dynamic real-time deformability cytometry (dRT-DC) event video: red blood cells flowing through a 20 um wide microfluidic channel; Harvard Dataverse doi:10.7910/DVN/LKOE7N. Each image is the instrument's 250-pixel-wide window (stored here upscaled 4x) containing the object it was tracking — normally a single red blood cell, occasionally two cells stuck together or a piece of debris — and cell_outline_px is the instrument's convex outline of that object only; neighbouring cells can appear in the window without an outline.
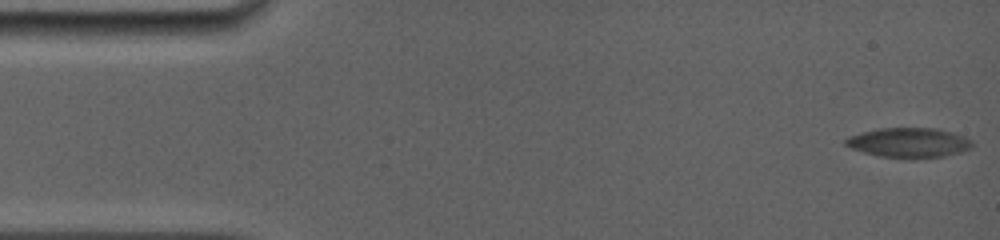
{"species": "common noctule bat (a hibernating species)", "species_latin": "Nyctalus noctula", "temperature_condition": "room temperature", "stored_images_in_passage": 43, "camera_frame_rate_fps": 5000, "um_per_image_px": 0.085, "animal": {"sex": "female", "body_mass_g": 19.0, "forearm_length_mm": 56.7}, "frame": {"image": 1, "passage_image": 1, "time_ms": 0.0, "image_size_px": [1000, 240], "cell_outline_px": [[972, 144], [968, 148], [960, 152], [944, 156], [916, 160], [880, 156], [864, 152], [852, 148], [844, 144], [844, 140], [848, 136], [880, 128], [936, 128], [952, 132], [964, 136], [972, 140]], "centroid_in_image_um": [77.26, 12.14], "position_along_channel_um": 7.7, "area_um2": 22.08}}
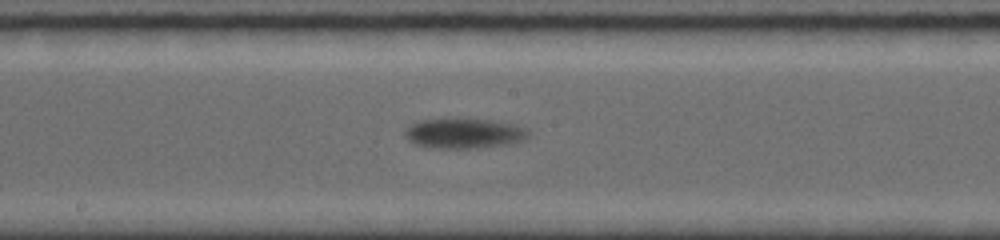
{"frame": {"image": 2, "passage_image": 25, "time_ms": 8.8, "image_size_px": [1000, 240], "cell_outline_px": [[532, 132], [524, 140], [504, 144], [476, 148], [444, 148], [416, 144], [404, 136], [404, 132], [412, 124], [420, 120], [444, 116], [456, 116], [492, 120], [516, 124], [528, 128]], "centroid_in_image_um": [39.48, 11.27], "position_along_channel_um": 208.7, "area_um2": 22.31}}
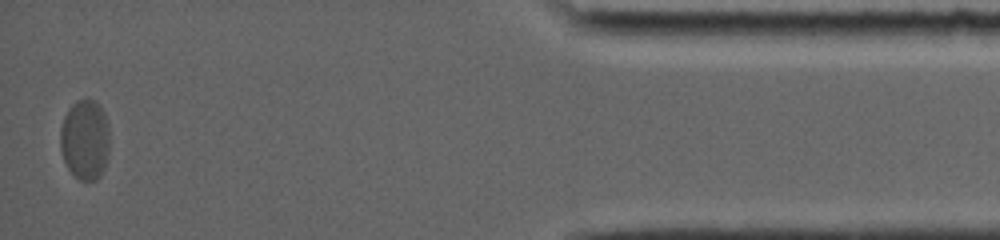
{"frame": {"image": 3, "passage_image": 43, "time_ms": 16.4, "image_size_px": [1000, 240], "cell_outline_px": [[108, 152], [104, 168], [100, 176], [96, 180], [80, 180], [68, 168], [64, 160], [60, 148], [60, 128], [64, 116], [68, 108], [76, 100], [96, 100], [104, 112], [108, 124]], "centroid_in_image_um": [7.21, 11.85], "position_along_channel_um": 428.0, "area_um2": 23.06}}